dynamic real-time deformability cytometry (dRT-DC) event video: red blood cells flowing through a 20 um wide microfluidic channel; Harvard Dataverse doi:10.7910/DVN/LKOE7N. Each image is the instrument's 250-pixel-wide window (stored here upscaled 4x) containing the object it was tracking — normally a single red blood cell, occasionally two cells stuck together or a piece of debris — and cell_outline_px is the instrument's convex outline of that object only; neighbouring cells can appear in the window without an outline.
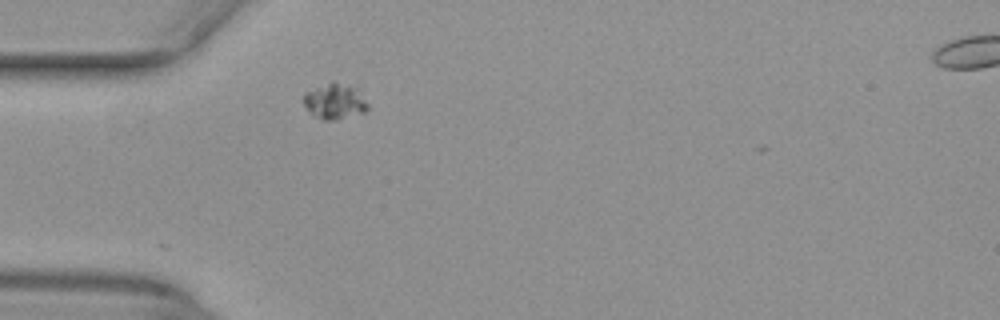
{"species": "common noctule bat (a hibernating species)", "species_latin": "Nyctalus noctula", "temperature_condition": "warm", "stored_images_in_passage": 24, "camera_frame_rate_fps": 3000, "um_per_image_px": 0.085, "animal": {"sex": "female", "body_mass_g": 29.2, "forearm_length_mm": 56.3}, "frame": {"image": 1, "passage_image": 1, "time_ms": 0.0, "image_size_px": [1000, 320], "cell_outline_px": [[368, 112], [336, 120], [324, 120], [312, 116], [308, 112], [304, 104], [304, 92], [332, 80], [360, 88], [368, 104]], "centroid_in_image_um": [28.49, 8.6], "position_along_channel_um": 56.5, "area_um2": 13.93}}
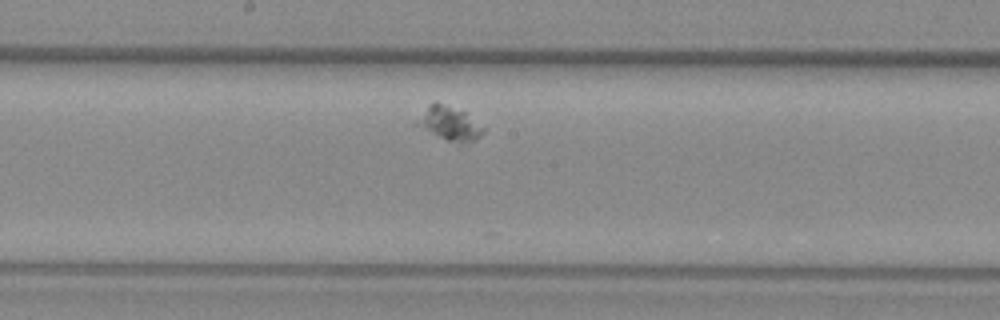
{"frame": {"image": 2, "passage_image": 14, "time_ms": 4.333, "image_size_px": [1000, 320], "cell_outline_px": [[484, 132], [476, 140], [460, 144], [448, 140], [412, 124], [428, 104], [436, 100], [464, 112], [484, 128]], "centroid_in_image_um": [38.15, 10.47], "position_along_channel_um": 210.0, "area_um2": 13.06}}
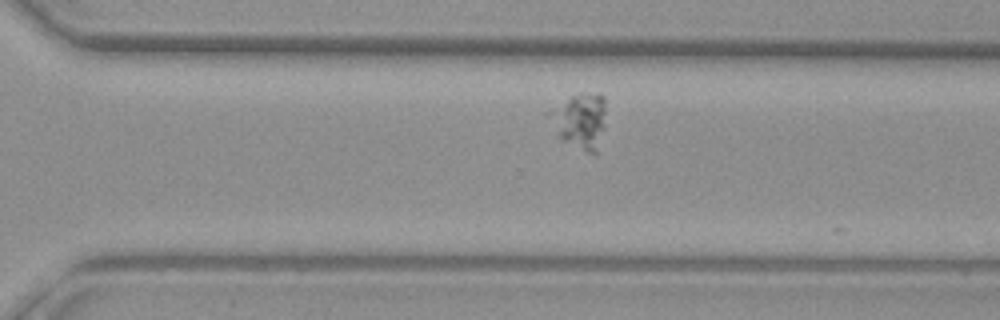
{"frame": {"image": 3, "passage_image": 23, "time_ms": 7.333, "image_size_px": [1000, 320], "cell_outline_px": [[604, 128], [596, 156], [560, 140], [560, 108], [572, 96], [580, 92], [584, 92], [604, 96]], "centroid_in_image_um": [49.56, 10.34], "position_along_channel_um": 321.0, "area_um2": 16.18}}